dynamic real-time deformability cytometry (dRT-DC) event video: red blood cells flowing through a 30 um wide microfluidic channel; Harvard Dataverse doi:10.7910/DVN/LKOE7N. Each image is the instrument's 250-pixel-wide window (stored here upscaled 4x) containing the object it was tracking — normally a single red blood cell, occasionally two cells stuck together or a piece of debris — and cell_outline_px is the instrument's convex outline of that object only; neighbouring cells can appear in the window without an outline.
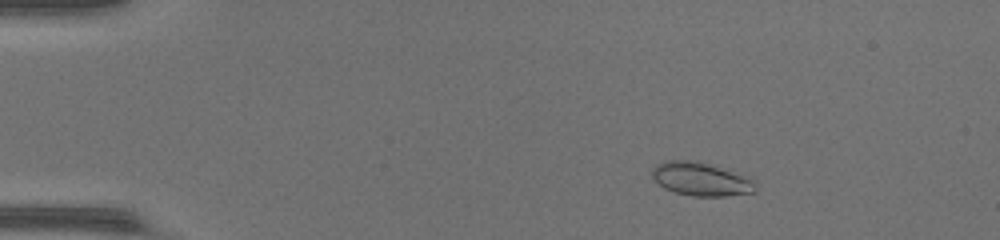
{"species": "common noctule bat (a hibernating species)", "species_latin": "Nyctalus noctula", "temperature_condition": "warm", "stored_images_in_passage": 52, "camera_frame_rate_fps": 3000, "um_per_image_px": 0.085, "animal": {"sex": "female", "body_mass_g": 17.0, "forearm_length_mm": 48.0}, "frame": {"image": 1, "passage_image": 9, "time_ms": 2.667, "image_size_px": [1000, 240], "cell_outline_px": [[756, 192], [724, 196], [696, 196], [676, 192], [664, 188], [652, 176], [652, 168], [656, 164], [664, 160], [696, 160], [752, 176], [756, 180]], "centroid_in_image_um": [59.65, 15.2], "position_along_channel_um": 25.3, "area_um2": 20.52}}
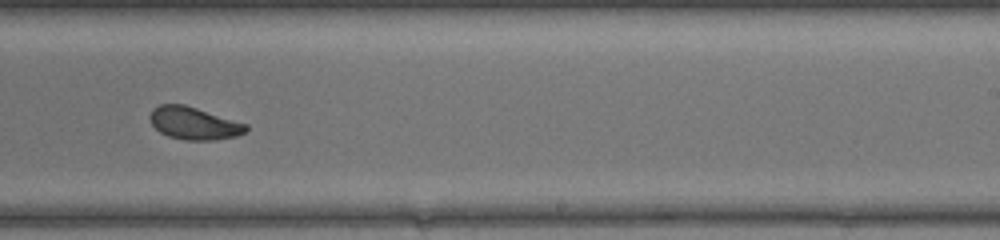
{"frame": {"image": 2, "passage_image": 34, "time_ms": 11.0, "image_size_px": [1000, 240], "cell_outline_px": [[248, 128], [244, 132], [236, 136], [216, 140], [184, 140], [168, 136], [160, 132], [152, 124], [148, 116], [152, 108], [160, 104], [184, 104], [248, 124]], "centroid_in_image_um": [16.46, 10.47], "position_along_channel_um": 272.5, "area_um2": 18.26}}
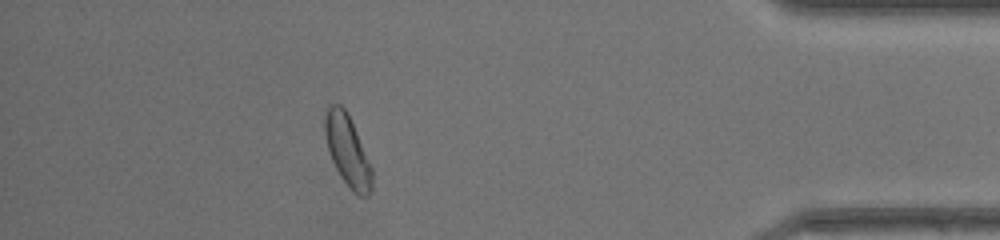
{"frame": {"image": 3, "passage_image": 47, "time_ms": 15.333, "image_size_px": [1000, 240], "cell_outline_px": [[372, 192], [368, 196], [360, 196], [352, 192], [340, 176], [328, 152], [324, 136], [324, 116], [328, 104], [340, 104], [348, 112], [372, 168]], "centroid_in_image_um": [29.52, 12.79], "position_along_channel_um": 405.7, "area_um2": 19.77}}